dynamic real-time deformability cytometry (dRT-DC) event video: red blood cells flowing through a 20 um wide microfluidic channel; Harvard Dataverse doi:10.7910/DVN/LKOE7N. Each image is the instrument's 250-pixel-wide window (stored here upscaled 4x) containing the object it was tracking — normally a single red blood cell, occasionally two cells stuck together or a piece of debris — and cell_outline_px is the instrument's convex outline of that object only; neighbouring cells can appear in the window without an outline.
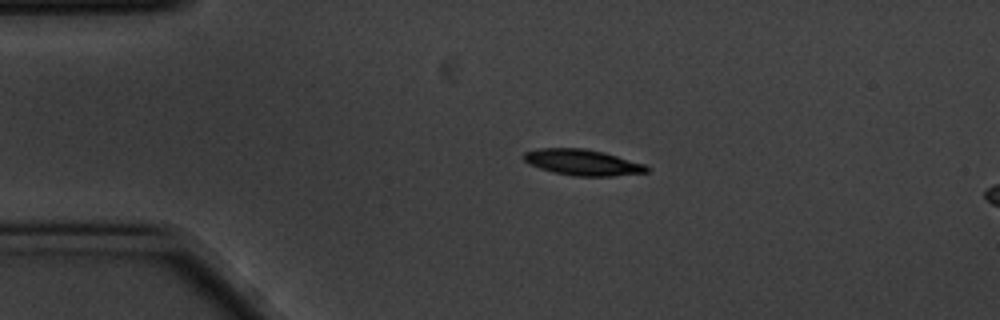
{"species": "common noctule bat (a hibernating species)", "species_latin": "Nyctalus noctula", "temperature_condition": "cold", "stored_images_in_passage": 46, "camera_frame_rate_fps": 3000, "um_per_image_px": 0.085, "animal": {"sex": "male", "body_mass_g": 20.1, "forearm_length_mm": 53.5}, "frame": {"image": 1, "passage_image": 1, "time_ms": 0.0, "image_size_px": [1000, 320], "cell_outline_px": [[648, 172], [612, 176], [576, 176], [552, 172], [528, 164], [524, 160], [524, 152], [540, 148], [584, 148], [604, 152], [644, 164], [648, 168]], "centroid_in_image_um": [49.49, 13.8], "position_along_channel_um": 35.5, "area_um2": 18.5}}
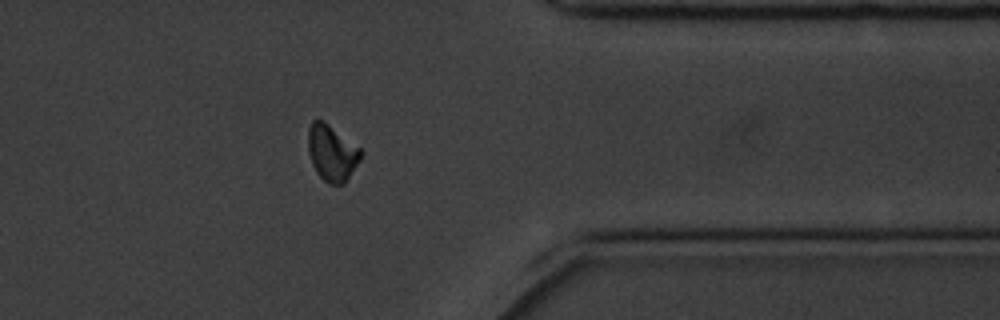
{"frame": {"image": 2, "passage_image": 35, "time_ms": 11.333, "image_size_px": [1000, 320], "cell_outline_px": [[364, 152], [360, 160], [344, 184], [328, 184], [316, 172], [312, 164], [308, 152], [308, 128], [312, 120], [324, 120], [360, 148]], "centroid_in_image_um": [28.21, 12.98], "position_along_channel_um": 383.2, "area_um2": 17.34}}
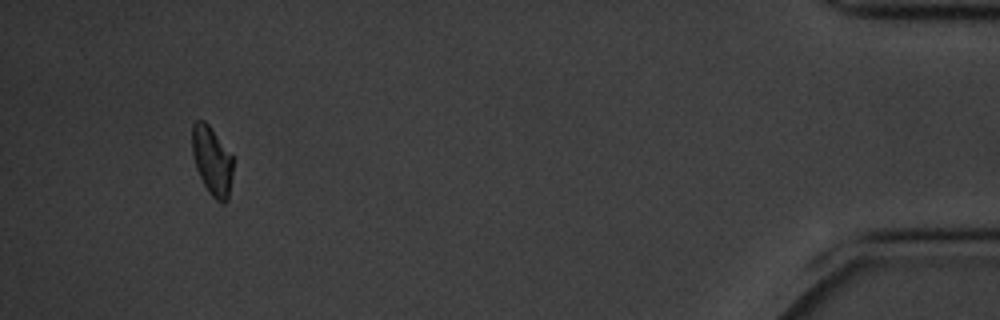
{"frame": {"image": 3, "passage_image": 43, "time_ms": 14.0, "image_size_px": [1000, 320], "cell_outline_px": [[232, 176], [228, 200], [224, 204], [216, 200], [208, 192], [196, 168], [192, 152], [192, 124], [196, 120], [204, 120], [208, 124], [232, 156]], "centroid_in_image_um": [18.01, 13.68], "position_along_channel_um": 417.2, "area_um2": 16.24}, "authors_computed_cell_mechanics": {"area_um2": 17.7735, "velocity_mm_per_s": 3.4747, "shape_relaxation_time_tau1_ms": 4.3928, "shape_relaxation_time_tau2_ms": null, "deformation_change_tau1": 0.1284, "deformation_change_tau2": null}}